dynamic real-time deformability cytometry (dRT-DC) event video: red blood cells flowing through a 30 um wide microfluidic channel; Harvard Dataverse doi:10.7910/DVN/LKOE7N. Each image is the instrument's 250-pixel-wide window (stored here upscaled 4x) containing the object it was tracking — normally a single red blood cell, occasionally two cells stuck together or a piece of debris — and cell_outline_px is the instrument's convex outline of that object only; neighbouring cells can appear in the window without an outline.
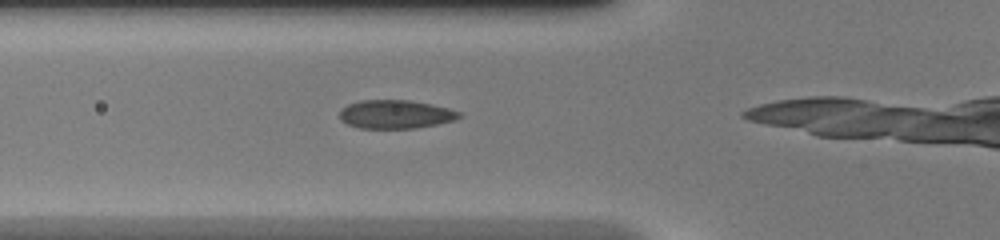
{"species": "common noctule bat (a hibernating species)", "species_latin": "Nyctalus noctula", "temperature_condition": "warm", "stored_images_in_passage": 8, "camera_frame_rate_fps": 3000, "um_per_image_px": 0.085, "animal": {"sex": "female", "body_mass_g": 20.0, "forearm_length_mm": 54.0}, "frame": {"image": 1, "passage_image": 4, "time_ms": 1.0, "image_size_px": [1000, 240], "cell_outline_px": [[460, 116], [452, 120], [436, 124], [416, 128], [360, 128], [348, 124], [340, 120], [340, 108], [348, 104], [360, 100], [408, 100], [432, 104], [448, 108], [460, 112]], "centroid_in_image_um": [33.57, 9.7], "position_along_channel_um": 92.2, "area_um2": 19.77}}
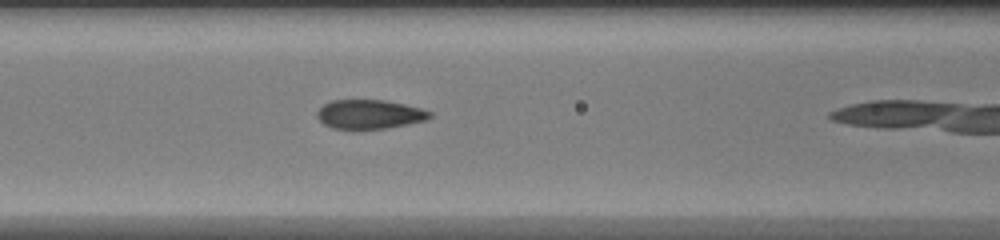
{"frame": {"image": 2, "passage_image": 7, "time_ms": 2.0, "image_size_px": [1000, 240], "cell_outline_px": [[432, 116], [424, 120], [384, 128], [352, 132], [332, 128], [324, 124], [316, 116], [316, 112], [324, 104], [332, 100], [384, 100], [404, 104], [420, 108], [432, 112]], "centroid_in_image_um": [31.33, 9.74], "position_along_channel_um": 135.3, "area_um2": 19.48}}